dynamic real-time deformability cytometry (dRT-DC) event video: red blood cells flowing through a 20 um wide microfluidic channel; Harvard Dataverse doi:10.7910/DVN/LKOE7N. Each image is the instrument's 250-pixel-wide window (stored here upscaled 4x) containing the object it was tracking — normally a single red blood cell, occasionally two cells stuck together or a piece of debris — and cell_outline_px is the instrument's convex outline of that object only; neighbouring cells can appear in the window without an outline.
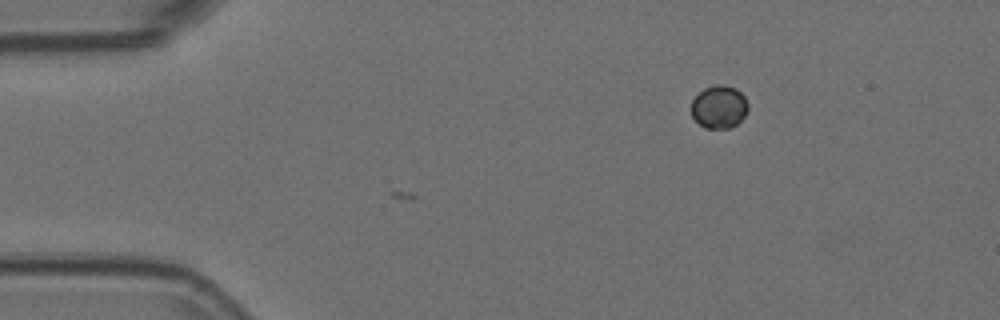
{"species": "Egyptian fruit bat (a non-hibernating species)", "species_latin": "Rousettus aegyptiacus", "temperature_condition": "room temperature", "stored_images_in_passage": 3, "camera_frame_rate_fps": 3000, "um_per_image_px": 0.085, "animal": {"sex": "female"}, "frame": {"image": 1, "passage_image": 1, "time_ms": 0.0, "image_size_px": [1000, 320], "cell_outline_px": [[748, 108], [744, 116], [736, 124], [728, 128], [704, 128], [692, 116], [692, 100], [704, 88], [716, 84], [724, 84], [736, 88], [744, 96], [748, 104]], "centroid_in_image_um": [61.13, 9.07], "position_along_channel_um": 23.9, "area_um2": 14.1}}